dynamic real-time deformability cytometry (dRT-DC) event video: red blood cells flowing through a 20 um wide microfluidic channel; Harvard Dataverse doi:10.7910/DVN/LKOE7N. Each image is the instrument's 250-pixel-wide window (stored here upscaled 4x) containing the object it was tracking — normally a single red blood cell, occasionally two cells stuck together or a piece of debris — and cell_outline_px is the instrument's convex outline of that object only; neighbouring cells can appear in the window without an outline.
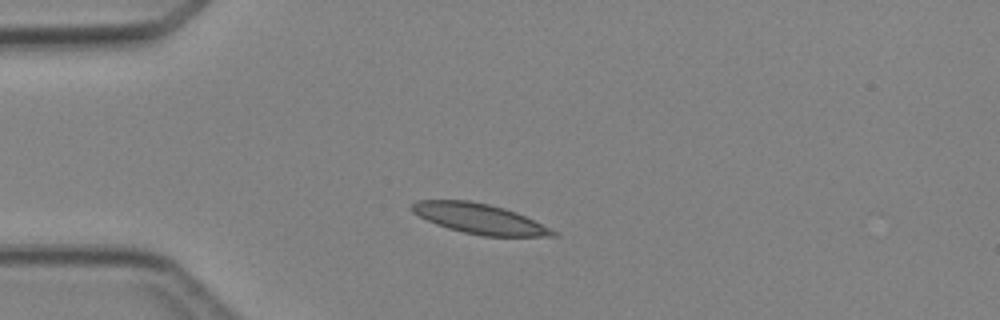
{"species": "Egyptian fruit bat (a non-hibernating species)", "species_latin": "Rousettus aegyptiacus", "temperature_condition": "cold", "stored_images_in_passage": 3, "camera_frame_rate_fps": 3000, "um_per_image_px": 0.085, "animal": {"sex": "female"}, "frame": {"image": 1, "passage_image": 2, "time_ms": 2.0, "image_size_px": [1000, 320], "cell_outline_px": [[560, 236], [484, 236], [464, 232], [448, 228], [436, 224], [412, 212], [408, 208], [416, 200], [468, 200], [488, 204], [504, 208], [516, 212], [560, 232]], "centroid_in_image_um": [40.77, 18.59], "position_along_channel_um": 44.2, "area_um2": 24.74}}